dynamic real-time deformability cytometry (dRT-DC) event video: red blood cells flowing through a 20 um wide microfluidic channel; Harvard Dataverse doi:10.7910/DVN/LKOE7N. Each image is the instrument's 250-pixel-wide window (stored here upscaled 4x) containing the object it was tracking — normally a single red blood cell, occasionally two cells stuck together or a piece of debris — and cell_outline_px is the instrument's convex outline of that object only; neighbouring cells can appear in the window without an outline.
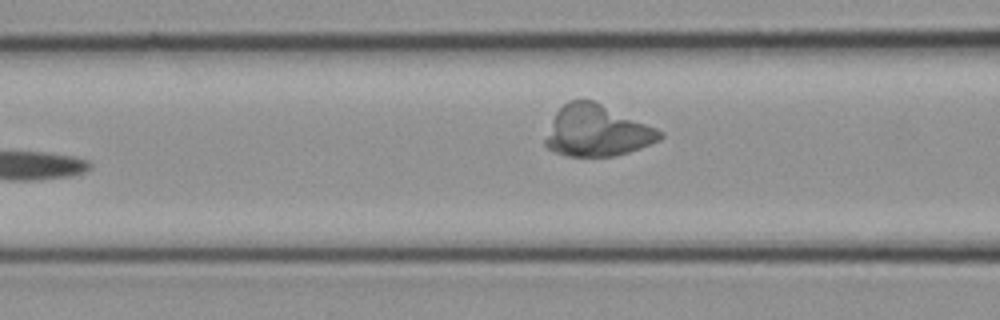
{"species": "common noctule bat (a hibernating species)", "species_latin": "Nyctalus noctula", "temperature_condition": "cold", "stored_images_in_passage": 11, "camera_frame_rate_fps": 3000, "um_per_image_px": 0.085, "animal": {"sex": "female", "body_mass_g": 21.9}, "frame": {"image": 1, "passage_image": 11, "time_ms": 3.333, "image_size_px": [1000, 320], "cell_outline_px": [[664, 136], [660, 140], [652, 144], [616, 156], [568, 156], [556, 152], [548, 148], [544, 144], [544, 140], [556, 112], [568, 100], [592, 100], [656, 128], [664, 132]], "centroid_in_image_um": [50.75, 11.14], "position_along_channel_um": 115.8, "area_um2": 33.87}}